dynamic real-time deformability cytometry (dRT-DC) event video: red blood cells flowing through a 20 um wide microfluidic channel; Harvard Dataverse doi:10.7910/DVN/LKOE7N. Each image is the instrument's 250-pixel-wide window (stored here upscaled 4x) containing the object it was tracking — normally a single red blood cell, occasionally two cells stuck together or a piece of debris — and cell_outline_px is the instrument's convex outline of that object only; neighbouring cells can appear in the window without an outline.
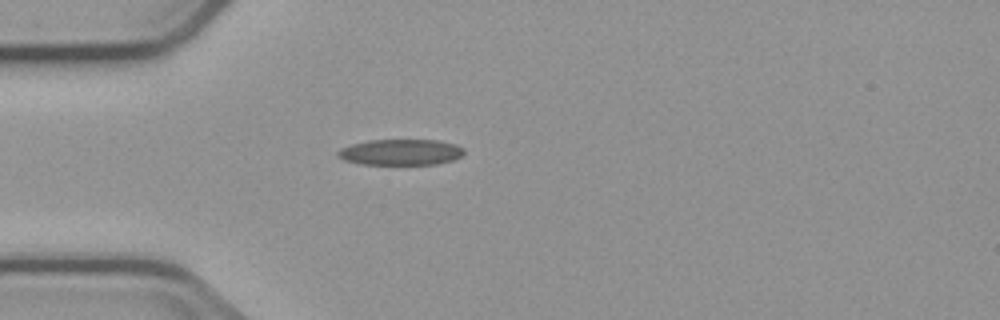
{"species": "common noctule bat (a hibernating species)", "species_latin": "Nyctalus noctula", "temperature_condition": "cold", "stored_images_in_passage": 4, "camera_frame_rate_fps": 3000, "um_per_image_px": 0.085, "animal": {"sex": "male", "body_mass_g": 23.1, "forearm_length_mm": 52.7}, "frame": {"image": 1, "passage_image": 4, "time_ms": 3.667, "image_size_px": [1000, 320], "cell_outline_px": [[464, 152], [460, 156], [452, 160], [436, 164], [360, 164], [344, 160], [336, 156], [336, 152], [340, 148], [352, 144], [368, 140], [440, 140], [456, 144], [464, 148]], "centroid_in_image_um": [34.04, 12.93], "position_along_channel_um": 51.0, "area_um2": 19.13}}